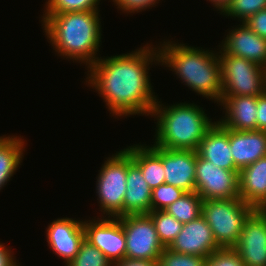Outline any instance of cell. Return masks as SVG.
<instances>
[{
    "label": "cell",
    "mask_w": 266,
    "mask_h": 266,
    "mask_svg": "<svg viewBox=\"0 0 266 266\" xmlns=\"http://www.w3.org/2000/svg\"><path fill=\"white\" fill-rule=\"evenodd\" d=\"M143 46L122 55L99 58L89 69L86 82L103 97L110 114L151 115L157 102L148 75L149 65L160 63L159 50ZM90 70V71H89Z\"/></svg>",
    "instance_id": "obj_1"
},
{
    "label": "cell",
    "mask_w": 266,
    "mask_h": 266,
    "mask_svg": "<svg viewBox=\"0 0 266 266\" xmlns=\"http://www.w3.org/2000/svg\"><path fill=\"white\" fill-rule=\"evenodd\" d=\"M42 17L45 35L59 56L84 63L88 69L99 59L96 57L102 36L99 10Z\"/></svg>",
    "instance_id": "obj_2"
},
{
    "label": "cell",
    "mask_w": 266,
    "mask_h": 266,
    "mask_svg": "<svg viewBox=\"0 0 266 266\" xmlns=\"http://www.w3.org/2000/svg\"><path fill=\"white\" fill-rule=\"evenodd\" d=\"M173 42L164 41L158 47L160 64L170 67L198 95L220 104L222 81L218 53Z\"/></svg>",
    "instance_id": "obj_3"
},
{
    "label": "cell",
    "mask_w": 266,
    "mask_h": 266,
    "mask_svg": "<svg viewBox=\"0 0 266 266\" xmlns=\"http://www.w3.org/2000/svg\"><path fill=\"white\" fill-rule=\"evenodd\" d=\"M157 100L151 116L157 122L155 144L163 149L197 151L207 131L214 125L205 111L194 103H177L162 107Z\"/></svg>",
    "instance_id": "obj_4"
},
{
    "label": "cell",
    "mask_w": 266,
    "mask_h": 266,
    "mask_svg": "<svg viewBox=\"0 0 266 266\" xmlns=\"http://www.w3.org/2000/svg\"><path fill=\"white\" fill-rule=\"evenodd\" d=\"M256 209L240 197L203 200L202 216L212 230L220 248H233L239 240L245 221Z\"/></svg>",
    "instance_id": "obj_5"
},
{
    "label": "cell",
    "mask_w": 266,
    "mask_h": 266,
    "mask_svg": "<svg viewBox=\"0 0 266 266\" xmlns=\"http://www.w3.org/2000/svg\"><path fill=\"white\" fill-rule=\"evenodd\" d=\"M221 96H260L266 92V68L221 50ZM221 54V55H220Z\"/></svg>",
    "instance_id": "obj_6"
},
{
    "label": "cell",
    "mask_w": 266,
    "mask_h": 266,
    "mask_svg": "<svg viewBox=\"0 0 266 266\" xmlns=\"http://www.w3.org/2000/svg\"><path fill=\"white\" fill-rule=\"evenodd\" d=\"M97 177L96 193L101 212L112 218L123 216L127 188V151L123 149L108 157Z\"/></svg>",
    "instance_id": "obj_7"
},
{
    "label": "cell",
    "mask_w": 266,
    "mask_h": 266,
    "mask_svg": "<svg viewBox=\"0 0 266 266\" xmlns=\"http://www.w3.org/2000/svg\"><path fill=\"white\" fill-rule=\"evenodd\" d=\"M117 218L125 233V257L158 261L165 247L159 240L151 217L148 214H128Z\"/></svg>",
    "instance_id": "obj_8"
},
{
    "label": "cell",
    "mask_w": 266,
    "mask_h": 266,
    "mask_svg": "<svg viewBox=\"0 0 266 266\" xmlns=\"http://www.w3.org/2000/svg\"><path fill=\"white\" fill-rule=\"evenodd\" d=\"M196 192L202 200L239 197V171L217 167L198 153L195 167Z\"/></svg>",
    "instance_id": "obj_9"
},
{
    "label": "cell",
    "mask_w": 266,
    "mask_h": 266,
    "mask_svg": "<svg viewBox=\"0 0 266 266\" xmlns=\"http://www.w3.org/2000/svg\"><path fill=\"white\" fill-rule=\"evenodd\" d=\"M103 216L98 220L83 221L85 239L97 247L111 262L125 258L126 239L118 218Z\"/></svg>",
    "instance_id": "obj_10"
},
{
    "label": "cell",
    "mask_w": 266,
    "mask_h": 266,
    "mask_svg": "<svg viewBox=\"0 0 266 266\" xmlns=\"http://www.w3.org/2000/svg\"><path fill=\"white\" fill-rule=\"evenodd\" d=\"M233 248L245 266H266V210L256 209L249 216Z\"/></svg>",
    "instance_id": "obj_11"
},
{
    "label": "cell",
    "mask_w": 266,
    "mask_h": 266,
    "mask_svg": "<svg viewBox=\"0 0 266 266\" xmlns=\"http://www.w3.org/2000/svg\"><path fill=\"white\" fill-rule=\"evenodd\" d=\"M46 234L48 246L68 265L85 239L83 220L58 218L49 224Z\"/></svg>",
    "instance_id": "obj_12"
},
{
    "label": "cell",
    "mask_w": 266,
    "mask_h": 266,
    "mask_svg": "<svg viewBox=\"0 0 266 266\" xmlns=\"http://www.w3.org/2000/svg\"><path fill=\"white\" fill-rule=\"evenodd\" d=\"M177 253L209 257L220 247L217 245L210 226L202 215L184 223L181 232L168 247Z\"/></svg>",
    "instance_id": "obj_13"
},
{
    "label": "cell",
    "mask_w": 266,
    "mask_h": 266,
    "mask_svg": "<svg viewBox=\"0 0 266 266\" xmlns=\"http://www.w3.org/2000/svg\"><path fill=\"white\" fill-rule=\"evenodd\" d=\"M229 30L224 41L219 45L227 55L245 58L266 68V39L253 32L246 23Z\"/></svg>",
    "instance_id": "obj_14"
},
{
    "label": "cell",
    "mask_w": 266,
    "mask_h": 266,
    "mask_svg": "<svg viewBox=\"0 0 266 266\" xmlns=\"http://www.w3.org/2000/svg\"><path fill=\"white\" fill-rule=\"evenodd\" d=\"M196 157L197 151L194 150L162 148L165 183L181 188L185 192L196 191Z\"/></svg>",
    "instance_id": "obj_15"
},
{
    "label": "cell",
    "mask_w": 266,
    "mask_h": 266,
    "mask_svg": "<svg viewBox=\"0 0 266 266\" xmlns=\"http://www.w3.org/2000/svg\"><path fill=\"white\" fill-rule=\"evenodd\" d=\"M198 155L213 163L217 167L240 171L233 161L229 143V128H225L219 121L204 135L197 149Z\"/></svg>",
    "instance_id": "obj_16"
},
{
    "label": "cell",
    "mask_w": 266,
    "mask_h": 266,
    "mask_svg": "<svg viewBox=\"0 0 266 266\" xmlns=\"http://www.w3.org/2000/svg\"><path fill=\"white\" fill-rule=\"evenodd\" d=\"M225 116L219 122L235 131H255L257 96H221Z\"/></svg>",
    "instance_id": "obj_17"
},
{
    "label": "cell",
    "mask_w": 266,
    "mask_h": 266,
    "mask_svg": "<svg viewBox=\"0 0 266 266\" xmlns=\"http://www.w3.org/2000/svg\"><path fill=\"white\" fill-rule=\"evenodd\" d=\"M127 188L124 195L123 215L151 212L152 189L144 180L140 167L127 152Z\"/></svg>",
    "instance_id": "obj_18"
},
{
    "label": "cell",
    "mask_w": 266,
    "mask_h": 266,
    "mask_svg": "<svg viewBox=\"0 0 266 266\" xmlns=\"http://www.w3.org/2000/svg\"><path fill=\"white\" fill-rule=\"evenodd\" d=\"M229 143L233 161L239 170L266 156L264 131H235L229 128Z\"/></svg>",
    "instance_id": "obj_19"
},
{
    "label": "cell",
    "mask_w": 266,
    "mask_h": 266,
    "mask_svg": "<svg viewBox=\"0 0 266 266\" xmlns=\"http://www.w3.org/2000/svg\"><path fill=\"white\" fill-rule=\"evenodd\" d=\"M239 197L255 209L266 210V156L239 171Z\"/></svg>",
    "instance_id": "obj_20"
},
{
    "label": "cell",
    "mask_w": 266,
    "mask_h": 266,
    "mask_svg": "<svg viewBox=\"0 0 266 266\" xmlns=\"http://www.w3.org/2000/svg\"><path fill=\"white\" fill-rule=\"evenodd\" d=\"M125 150L132 160L140 167L144 180L153 190L165 183V171L162 162V148L156 145H132Z\"/></svg>",
    "instance_id": "obj_21"
},
{
    "label": "cell",
    "mask_w": 266,
    "mask_h": 266,
    "mask_svg": "<svg viewBox=\"0 0 266 266\" xmlns=\"http://www.w3.org/2000/svg\"><path fill=\"white\" fill-rule=\"evenodd\" d=\"M23 140L19 136H0V190L21 165L25 151Z\"/></svg>",
    "instance_id": "obj_22"
},
{
    "label": "cell",
    "mask_w": 266,
    "mask_h": 266,
    "mask_svg": "<svg viewBox=\"0 0 266 266\" xmlns=\"http://www.w3.org/2000/svg\"><path fill=\"white\" fill-rule=\"evenodd\" d=\"M202 203L203 200L196 191L185 192L164 211L184 224L198 218L202 214Z\"/></svg>",
    "instance_id": "obj_23"
},
{
    "label": "cell",
    "mask_w": 266,
    "mask_h": 266,
    "mask_svg": "<svg viewBox=\"0 0 266 266\" xmlns=\"http://www.w3.org/2000/svg\"><path fill=\"white\" fill-rule=\"evenodd\" d=\"M148 215L155 225L160 242L165 248L169 247L181 232L183 223L179 222L164 210L151 211Z\"/></svg>",
    "instance_id": "obj_24"
},
{
    "label": "cell",
    "mask_w": 266,
    "mask_h": 266,
    "mask_svg": "<svg viewBox=\"0 0 266 266\" xmlns=\"http://www.w3.org/2000/svg\"><path fill=\"white\" fill-rule=\"evenodd\" d=\"M266 9V0H229L220 11L221 14L234 17L244 23L260 10Z\"/></svg>",
    "instance_id": "obj_25"
},
{
    "label": "cell",
    "mask_w": 266,
    "mask_h": 266,
    "mask_svg": "<svg viewBox=\"0 0 266 266\" xmlns=\"http://www.w3.org/2000/svg\"><path fill=\"white\" fill-rule=\"evenodd\" d=\"M65 266H112V262L97 247L84 239L76 257Z\"/></svg>",
    "instance_id": "obj_26"
},
{
    "label": "cell",
    "mask_w": 266,
    "mask_h": 266,
    "mask_svg": "<svg viewBox=\"0 0 266 266\" xmlns=\"http://www.w3.org/2000/svg\"><path fill=\"white\" fill-rule=\"evenodd\" d=\"M100 0H47L45 14L98 10Z\"/></svg>",
    "instance_id": "obj_27"
},
{
    "label": "cell",
    "mask_w": 266,
    "mask_h": 266,
    "mask_svg": "<svg viewBox=\"0 0 266 266\" xmlns=\"http://www.w3.org/2000/svg\"><path fill=\"white\" fill-rule=\"evenodd\" d=\"M185 191L170 184H161L152 190L151 211H163L179 199Z\"/></svg>",
    "instance_id": "obj_28"
},
{
    "label": "cell",
    "mask_w": 266,
    "mask_h": 266,
    "mask_svg": "<svg viewBox=\"0 0 266 266\" xmlns=\"http://www.w3.org/2000/svg\"><path fill=\"white\" fill-rule=\"evenodd\" d=\"M207 257L177 253L166 247L159 256L158 266H205Z\"/></svg>",
    "instance_id": "obj_29"
},
{
    "label": "cell",
    "mask_w": 266,
    "mask_h": 266,
    "mask_svg": "<svg viewBox=\"0 0 266 266\" xmlns=\"http://www.w3.org/2000/svg\"><path fill=\"white\" fill-rule=\"evenodd\" d=\"M205 266H245L234 248H220L210 254Z\"/></svg>",
    "instance_id": "obj_30"
},
{
    "label": "cell",
    "mask_w": 266,
    "mask_h": 266,
    "mask_svg": "<svg viewBox=\"0 0 266 266\" xmlns=\"http://www.w3.org/2000/svg\"><path fill=\"white\" fill-rule=\"evenodd\" d=\"M160 0H113L116 6L121 9L122 12L134 13L140 12L159 3Z\"/></svg>",
    "instance_id": "obj_31"
},
{
    "label": "cell",
    "mask_w": 266,
    "mask_h": 266,
    "mask_svg": "<svg viewBox=\"0 0 266 266\" xmlns=\"http://www.w3.org/2000/svg\"><path fill=\"white\" fill-rule=\"evenodd\" d=\"M244 23L260 37L266 39V9L258 11Z\"/></svg>",
    "instance_id": "obj_32"
},
{
    "label": "cell",
    "mask_w": 266,
    "mask_h": 266,
    "mask_svg": "<svg viewBox=\"0 0 266 266\" xmlns=\"http://www.w3.org/2000/svg\"><path fill=\"white\" fill-rule=\"evenodd\" d=\"M256 130L266 132V92L257 96Z\"/></svg>",
    "instance_id": "obj_33"
},
{
    "label": "cell",
    "mask_w": 266,
    "mask_h": 266,
    "mask_svg": "<svg viewBox=\"0 0 266 266\" xmlns=\"http://www.w3.org/2000/svg\"><path fill=\"white\" fill-rule=\"evenodd\" d=\"M112 266H158V261L125 257L120 261L114 262Z\"/></svg>",
    "instance_id": "obj_34"
},
{
    "label": "cell",
    "mask_w": 266,
    "mask_h": 266,
    "mask_svg": "<svg viewBox=\"0 0 266 266\" xmlns=\"http://www.w3.org/2000/svg\"><path fill=\"white\" fill-rule=\"evenodd\" d=\"M17 264L12 251L0 243V266H20Z\"/></svg>",
    "instance_id": "obj_35"
},
{
    "label": "cell",
    "mask_w": 266,
    "mask_h": 266,
    "mask_svg": "<svg viewBox=\"0 0 266 266\" xmlns=\"http://www.w3.org/2000/svg\"><path fill=\"white\" fill-rule=\"evenodd\" d=\"M217 10L221 11L222 8L229 2V0H209Z\"/></svg>",
    "instance_id": "obj_36"
}]
</instances>
